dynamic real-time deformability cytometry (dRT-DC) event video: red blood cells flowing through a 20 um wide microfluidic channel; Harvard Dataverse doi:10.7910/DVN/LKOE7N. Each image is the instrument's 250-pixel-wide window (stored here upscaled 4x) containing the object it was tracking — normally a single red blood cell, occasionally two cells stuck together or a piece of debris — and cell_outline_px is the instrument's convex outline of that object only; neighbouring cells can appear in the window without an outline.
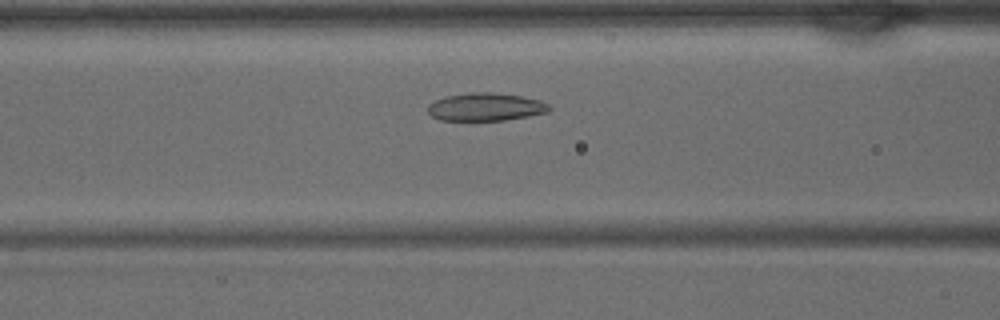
{"species": "common noctule bat (a hibernating species)", "species_latin": "Nyctalus noctula", "temperature_condition": "warm", "stored_images_in_passage": 37, "camera_frame_rate_fps": 3000, "um_per_image_px": 0.085, "animal": {"sex": "male", "body_mass_g": 15.6}, "frame": {"image": 1, "passage_image": 12, "time_ms": 3.667, "image_size_px": [1000, 320], "cell_outline_px": [[552, 108], [548, 112], [528, 116], [504, 120], [440, 120], [432, 116], [428, 112], [428, 104], [444, 96], [468, 92], [492, 92], [520, 96], [540, 100], [548, 104]], "centroid_in_image_um": [41.27, 9.08], "position_along_channel_um": 125.3, "area_um2": 19.77}}
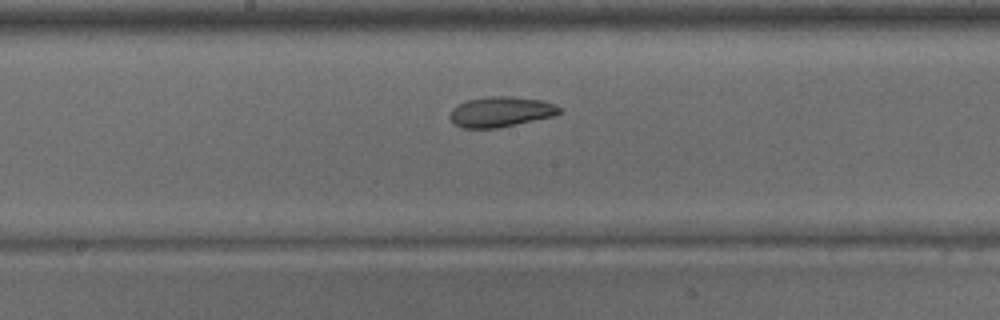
{"frame": {"image": 2, "passage_image": 17, "time_ms": 5.333, "image_size_px": [1000, 320], "cell_outline_px": [[560, 112], [552, 116], [500, 128], [460, 128], [452, 124], [448, 116], [452, 108], [456, 104], [468, 100], [488, 96], [512, 96], [544, 100], [556, 104], [560, 108]], "centroid_in_image_um": [42.51, 9.5], "position_along_channel_um": 205.7, "area_um2": 19.65}}
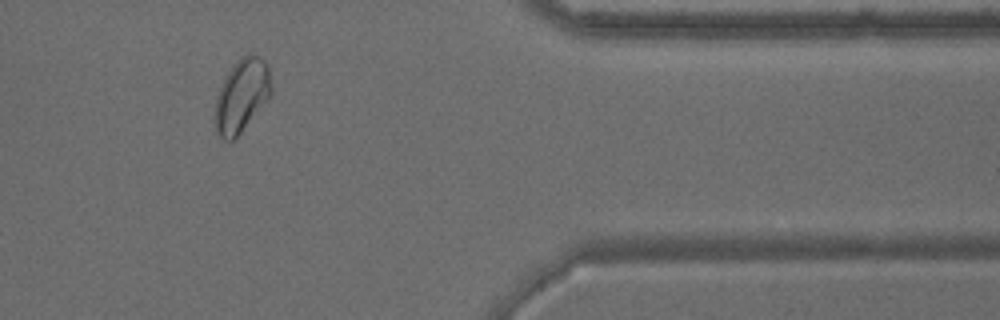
{"frame": {"image": 3, "passage_image": 30, "time_ms": 9.667, "image_size_px": [1000, 320], "cell_outline_px": [[272, 92], [268, 100], [240, 132], [232, 140], [224, 140], [216, 132], [216, 96], [228, 72], [236, 60], [240, 56], [248, 52], [252, 52], [260, 56], [268, 64], [272, 84]], "centroid_in_image_um": [20.59, 8.04], "position_along_channel_um": 390.8, "area_um2": 23.93}}